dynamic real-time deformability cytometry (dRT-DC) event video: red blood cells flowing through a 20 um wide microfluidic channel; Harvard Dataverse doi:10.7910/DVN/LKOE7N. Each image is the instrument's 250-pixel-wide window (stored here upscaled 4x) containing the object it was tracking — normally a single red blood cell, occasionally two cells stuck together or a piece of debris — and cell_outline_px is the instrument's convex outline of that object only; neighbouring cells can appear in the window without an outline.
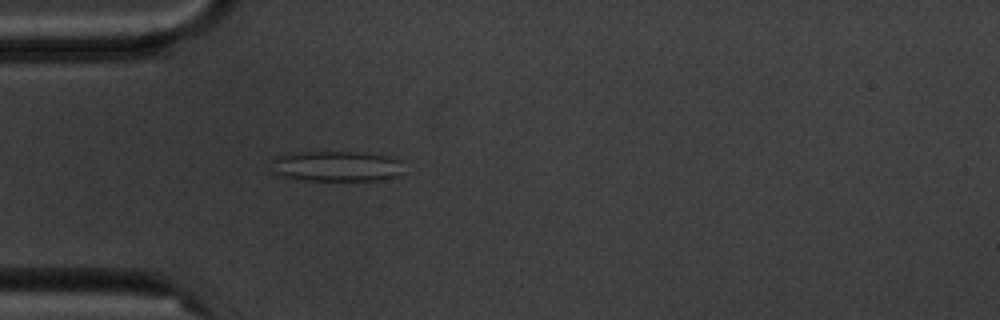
{"species": "common noctule bat (a hibernating species)", "species_latin": "Nyctalus noctula", "temperature_condition": "cold", "stored_images_in_passage": 1, "camera_frame_rate_fps": 3000, "um_per_image_px": 0.085, "animal": {"sex": "male", "body_mass_g": 20.1, "forearm_length_mm": 53.5}, "frame": {"image": 1, "passage_image": 1, "time_ms": 0.0, "image_size_px": [1000, 320], "cell_outline_px": [[404, 172], [400, 176], [380, 180], [304, 180], [276, 176], [272, 172], [272, 160], [276, 156], [284, 152], [356, 152], [384, 156], [400, 160]], "centroid_in_image_um": [28.53, 14.13], "position_along_channel_um": 56.5, "area_um2": 23.87}}